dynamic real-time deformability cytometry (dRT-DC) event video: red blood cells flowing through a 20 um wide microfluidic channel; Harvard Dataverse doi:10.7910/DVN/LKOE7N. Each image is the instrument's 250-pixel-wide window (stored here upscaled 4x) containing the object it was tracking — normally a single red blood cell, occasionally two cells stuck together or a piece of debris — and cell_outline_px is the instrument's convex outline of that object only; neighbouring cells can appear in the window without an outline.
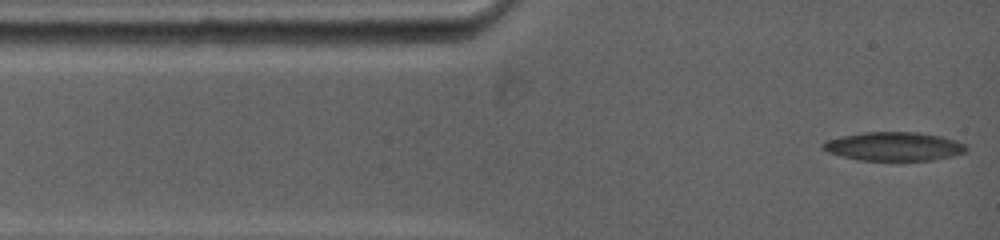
{"species": "common noctule bat (a hibernating species)", "species_latin": "Nyctalus noctula", "temperature_condition": "warm", "stored_images_in_passage": 38, "camera_frame_rate_fps": 5000, "um_per_image_px": 0.085, "animal": {"sex": "female", "body_mass_g": 19.0, "forearm_length_mm": 53.3}, "frame": {"image": 1, "passage_image": 1, "time_ms": 0.0, "image_size_px": [1000, 240], "cell_outline_px": [[968, 148], [964, 152], [932, 160], [860, 160], [828, 152], [820, 148], [820, 144], [824, 140], [864, 132], [916, 132], [940, 136], [956, 140], [964, 144]], "centroid_in_image_um": [75.93, 12.43], "position_along_channel_um": 9.1, "area_um2": 23.76}}
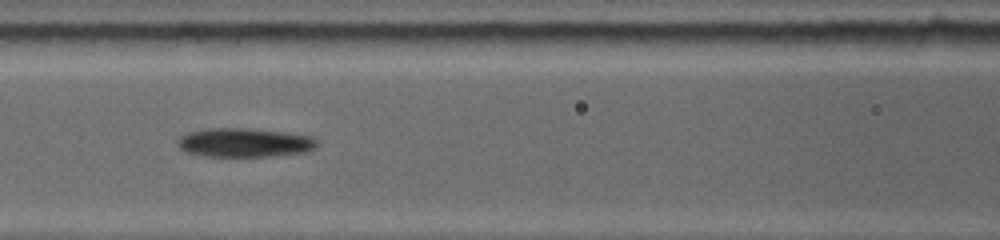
{"frame": {"image": 2, "passage_image": 22, "time_ms": 4.8, "image_size_px": [1000, 240], "cell_outline_px": [[316, 144], [312, 148], [304, 152], [268, 156], [208, 156], [188, 152], [180, 148], [176, 140], [180, 136], [188, 132], [208, 128], [248, 128], [288, 132], [312, 136], [316, 140]], "centroid_in_image_um": [20.75, 12.1], "position_along_channel_um": 145.8, "area_um2": 23.35}}
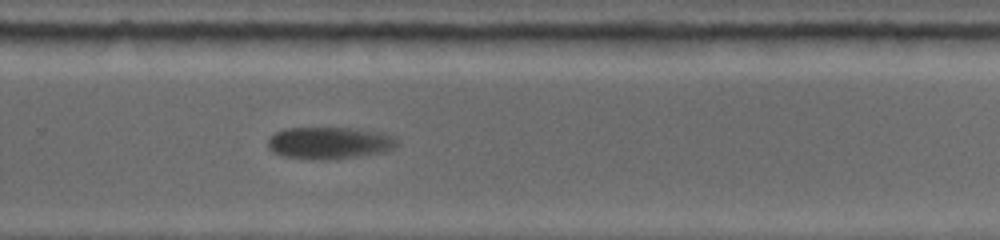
{"frame": {"image": 3, "passage_image": 38, "time_ms": 9.0, "image_size_px": [1000, 240], "cell_outline_px": [[400, 144], [396, 148], [384, 152], [360, 156], [328, 160], [284, 156], [272, 152], [268, 148], [268, 140], [276, 132], [284, 128], [356, 128], [380, 132], [396, 136]], "centroid_in_image_um": [28.07, 12.14], "position_along_channel_um": 301.7, "area_um2": 24.33}}